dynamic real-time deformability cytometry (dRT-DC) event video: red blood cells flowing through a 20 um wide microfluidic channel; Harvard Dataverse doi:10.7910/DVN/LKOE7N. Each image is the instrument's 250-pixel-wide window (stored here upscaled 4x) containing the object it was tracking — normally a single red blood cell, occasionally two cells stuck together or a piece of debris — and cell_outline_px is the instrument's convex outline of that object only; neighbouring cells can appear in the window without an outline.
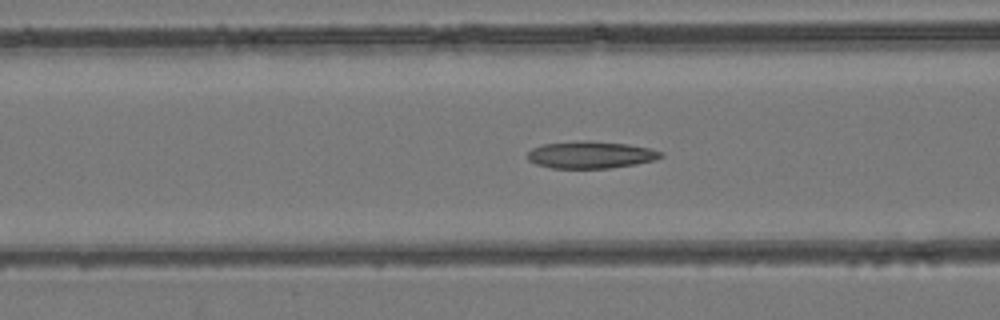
{"species": "common noctule bat (a hibernating species)", "species_latin": "Nyctalus noctula", "temperature_condition": "room temperature", "stored_images_in_passage": 35, "camera_frame_rate_fps": 3000, "um_per_image_px": 0.085, "animal": {"sex": "female", "body_mass_g": 24.6, "forearm_length_mm": 56.2}, "frame": {"image": 1, "passage_image": 5, "time_ms": 1.333, "image_size_px": [1000, 320], "cell_outline_px": [[664, 156], [656, 160], [636, 164], [608, 168], [552, 168], [536, 164], [528, 160], [528, 152], [532, 148], [544, 144], [588, 140], [628, 144], [648, 148], [664, 152]], "centroid_in_image_um": [50.24, 13.16], "position_along_channel_um": 116.4, "area_um2": 21.04}}
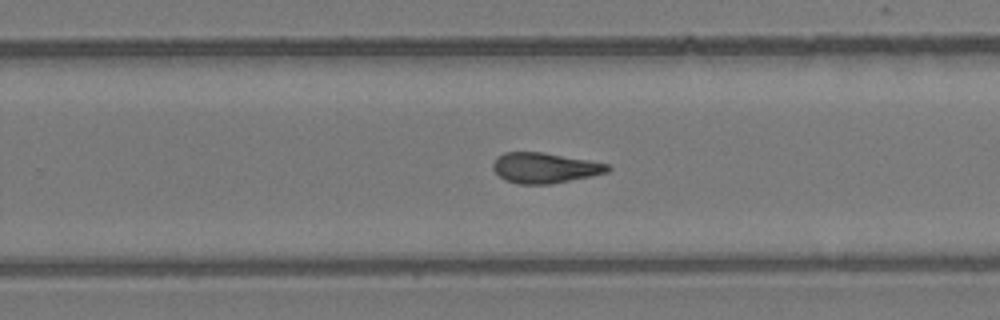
{"frame": {"image": 2, "passage_image": 17, "time_ms": 5.333, "image_size_px": [1000, 320], "cell_outline_px": [[612, 168], [608, 172], [592, 176], [548, 184], [520, 184], [504, 180], [492, 168], [492, 164], [496, 156], [504, 152], [544, 152], [588, 160], [608, 164]], "centroid_in_image_um": [46.28, 14.26], "position_along_channel_um": 283.5, "area_um2": 20.35}}
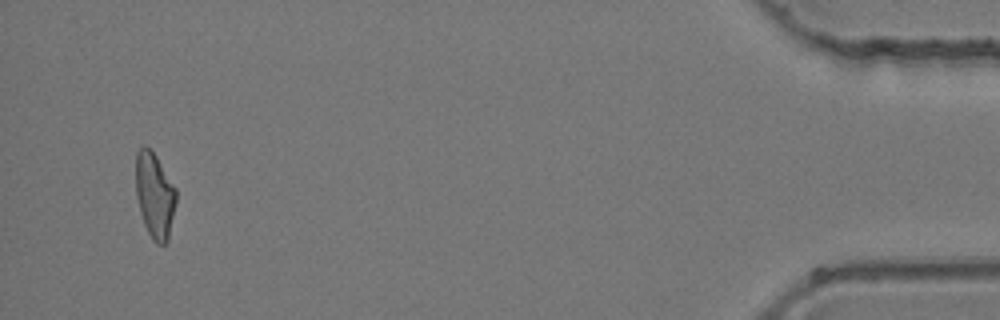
{"frame": {"image": 3, "passage_image": 33, "time_ms": 10.667, "image_size_px": [1000, 320], "cell_outline_px": [[176, 204], [168, 240], [164, 244], [156, 244], [152, 240], [144, 224], [140, 212], [136, 196], [136, 152], [144, 144], [156, 156], [176, 188]], "centroid_in_image_um": [13.15, 16.62], "position_along_channel_um": 422.1, "area_um2": 20.11}}